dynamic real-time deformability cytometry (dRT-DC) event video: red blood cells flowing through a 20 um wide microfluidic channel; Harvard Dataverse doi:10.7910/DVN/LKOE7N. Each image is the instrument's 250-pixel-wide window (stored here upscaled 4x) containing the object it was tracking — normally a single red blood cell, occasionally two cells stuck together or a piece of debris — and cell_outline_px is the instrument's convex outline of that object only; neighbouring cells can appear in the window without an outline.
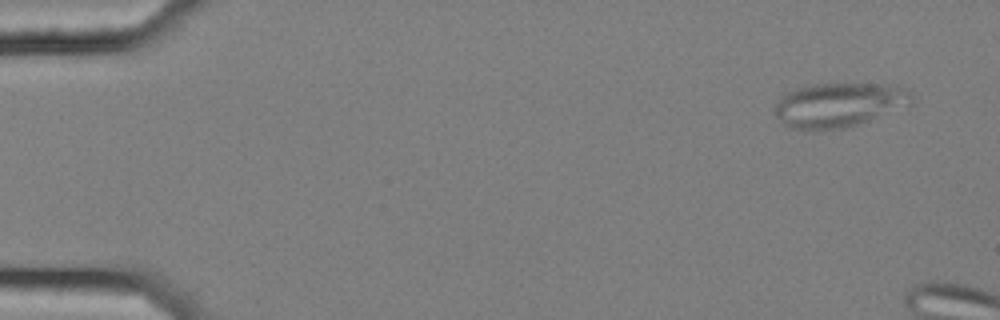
{"species": "common noctule bat (a hibernating species)", "species_latin": "Nyctalus noctula", "temperature_condition": "cold", "stored_images_in_passage": 11, "camera_frame_rate_fps": 3000, "um_per_image_px": 0.085, "animal": {"sex": "female", "body_mass_g": 25.1}, "frame": {"image": 1, "passage_image": 4, "time_ms": 1.0, "image_size_px": [1000, 320], "cell_outline_px": [[912, 104], [868, 120], [856, 124], [840, 128], [792, 128], [784, 124], [776, 116], [776, 104], [780, 96], [788, 92], [812, 84], [872, 84], [900, 88], [908, 92], [912, 96]], "centroid_in_image_um": [71.27, 8.9], "position_along_channel_um": 13.7, "area_um2": 34.04}}